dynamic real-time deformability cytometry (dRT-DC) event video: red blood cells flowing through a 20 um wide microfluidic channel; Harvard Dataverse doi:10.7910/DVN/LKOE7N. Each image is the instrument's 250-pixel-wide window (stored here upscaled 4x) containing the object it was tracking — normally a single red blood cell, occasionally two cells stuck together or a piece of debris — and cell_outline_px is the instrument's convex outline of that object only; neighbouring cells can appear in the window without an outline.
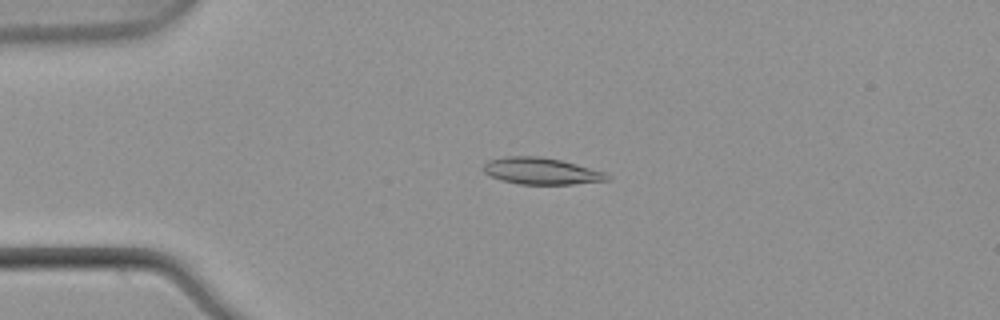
{"species": "common noctule bat (a hibernating species)", "species_latin": "Nyctalus noctula", "temperature_condition": "warm", "stored_images_in_passage": 54, "camera_frame_rate_fps": 3000, "um_per_image_px": 0.085, "animal": {"sex": "male", "body_mass_g": 21.5, "forearm_length_mm": 52.0}, "frame": {"image": 1, "passage_image": 13, "time_ms": 4.0, "image_size_px": [1000, 320], "cell_outline_px": [[612, 180], [572, 184], [520, 184], [504, 180], [492, 176], [484, 172], [480, 168], [488, 160], [508, 156], [540, 156], [560, 160], [576, 164], [604, 172], [612, 176]], "centroid_in_image_um": [46.03, 14.54], "position_along_channel_um": 39.0, "area_um2": 19.19}}
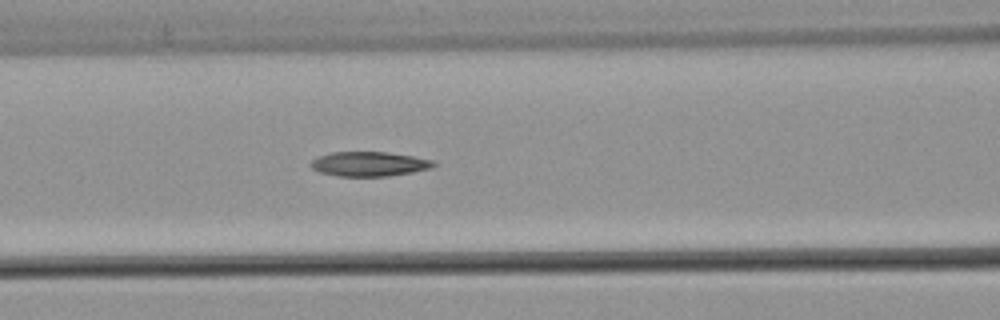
{"frame": {"image": 2, "passage_image": 23, "time_ms": 7.333, "image_size_px": [1000, 320], "cell_outline_px": [[436, 164], [432, 168], [412, 172], [388, 176], [336, 176], [320, 172], [312, 168], [312, 160], [320, 156], [332, 152], [388, 152], [412, 156], [432, 160]], "centroid_in_image_um": [31.4, 13.94], "position_along_channel_um": 135.2, "area_um2": 17.4}}
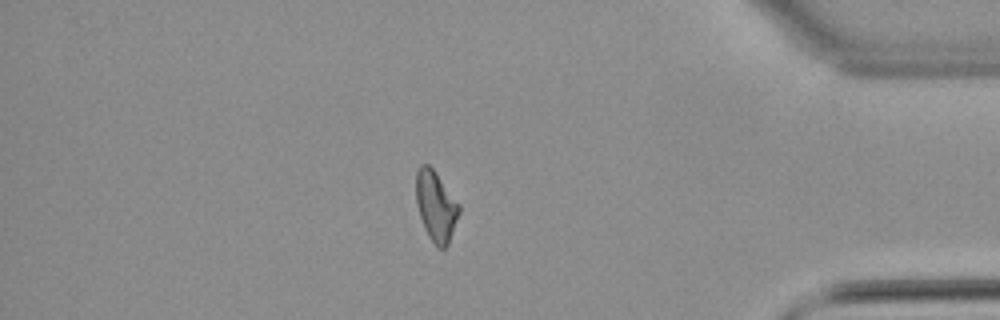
{"frame": {"image": 3, "passage_image": 46, "time_ms": 15.0, "image_size_px": [1000, 320], "cell_outline_px": [[460, 212], [448, 244], [444, 248], [436, 248], [428, 236], [420, 216], [416, 204], [416, 172], [420, 164], [428, 164], [436, 172], [460, 204]], "centroid_in_image_um": [37.05, 17.51], "position_along_channel_um": 398.1, "area_um2": 17.69}, "authors_computed_cell_mechanics": {"area_um2": 17.918, "velocity_mm_per_s": 3.88, "shape_relaxation_time_tau1_ms": null, "shape_relaxation_time_tau2_ms": 5.4942, "deformation_change_tau1": null, "deformation_change_tau2": 0.134}}